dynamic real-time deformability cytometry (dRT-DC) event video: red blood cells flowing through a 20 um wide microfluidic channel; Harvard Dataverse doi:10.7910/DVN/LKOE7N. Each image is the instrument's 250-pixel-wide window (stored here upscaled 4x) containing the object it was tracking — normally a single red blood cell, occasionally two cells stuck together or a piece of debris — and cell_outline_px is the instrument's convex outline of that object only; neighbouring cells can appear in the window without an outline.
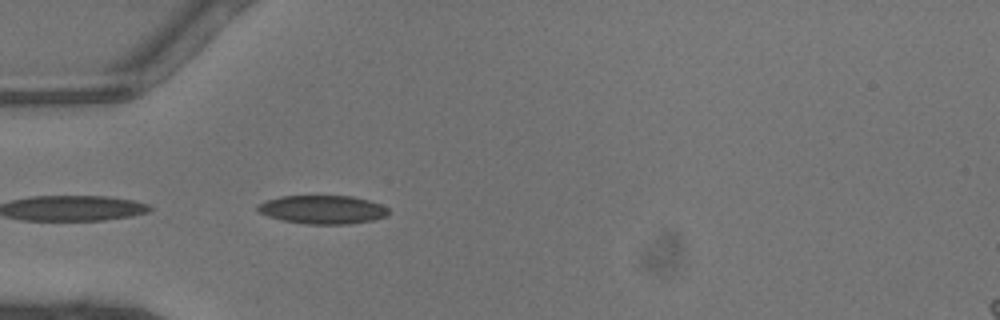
{"species": "common noctule bat (a hibernating species)", "species_latin": "Nyctalus noctula", "temperature_condition": "warm", "stored_images_in_passage": 4, "camera_frame_rate_fps": 3000, "um_per_image_px": 0.085, "animal": {"sex": "male", "body_mass_g": 13.3}, "frame": {"image": 1, "passage_image": 1, "time_ms": 0.0, "image_size_px": [1000, 320], "cell_outline_px": [[388, 216], [372, 220], [348, 224], [304, 224], [280, 220], [268, 216], [260, 212], [256, 208], [260, 204], [268, 200], [280, 196], [352, 196], [368, 200], [380, 204], [388, 208]], "centroid_in_image_um": [27.43, 17.82], "position_along_channel_um": 57.6, "area_um2": 21.68}}